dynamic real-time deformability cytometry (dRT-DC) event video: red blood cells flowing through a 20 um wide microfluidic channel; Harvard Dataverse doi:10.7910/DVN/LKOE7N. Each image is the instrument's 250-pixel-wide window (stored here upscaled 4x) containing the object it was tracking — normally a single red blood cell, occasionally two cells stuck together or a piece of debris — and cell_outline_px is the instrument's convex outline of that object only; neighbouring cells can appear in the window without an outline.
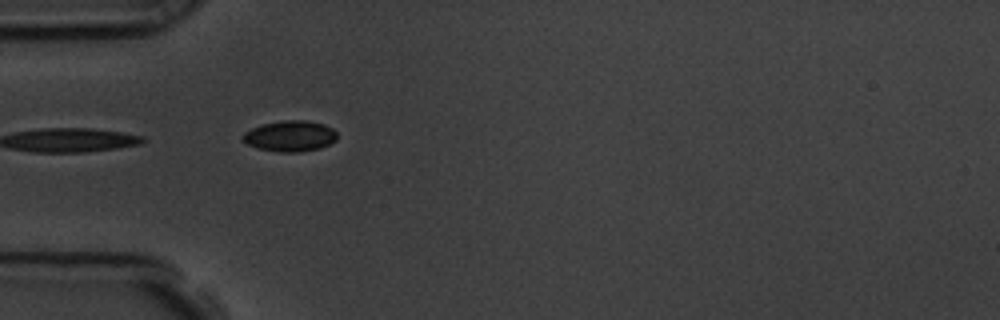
{"species": "common noctule bat (a hibernating species)", "species_latin": "Nyctalus noctula", "temperature_condition": "room temperature", "stored_images_in_passage": 11, "camera_frame_rate_fps": 3000, "um_per_image_px": 0.085, "animal": {"sex": "male", "body_mass_g": 19.5, "forearm_length_mm": 54.6}, "frame": {"image": 1, "passage_image": 1, "time_ms": 0.0, "image_size_px": [1000, 320], "cell_outline_px": [[336, 140], [320, 148], [300, 152], [280, 152], [256, 148], [248, 144], [244, 140], [244, 132], [252, 128], [264, 124], [284, 120], [304, 120], [324, 124], [332, 128], [336, 132]], "centroid_in_image_um": [24.68, 11.57], "position_along_channel_um": 60.3, "area_um2": 16.76}}